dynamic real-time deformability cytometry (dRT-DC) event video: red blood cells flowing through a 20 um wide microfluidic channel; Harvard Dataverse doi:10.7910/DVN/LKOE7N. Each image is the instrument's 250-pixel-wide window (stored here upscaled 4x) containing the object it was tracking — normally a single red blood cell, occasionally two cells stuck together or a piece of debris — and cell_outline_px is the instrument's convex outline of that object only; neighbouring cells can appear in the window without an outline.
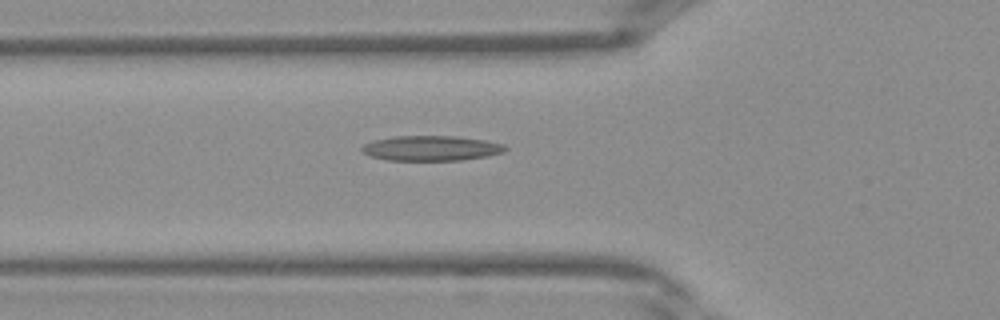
{"species": "Egyptian fruit bat (a non-hibernating species)", "species_latin": "Rousettus aegyptiacus", "temperature_condition": "warm", "stored_images_in_passage": 29, "camera_frame_rate_fps": 3000, "um_per_image_px": 0.085, "frame": {"image": 1, "passage_image": 5, "time_ms": 1.333, "image_size_px": [1000, 320], "cell_outline_px": [[508, 148], [504, 152], [488, 156], [460, 160], [388, 160], [368, 156], [360, 148], [364, 144], [372, 140], [392, 136], [456, 136], [484, 140], [504, 144]], "centroid_in_image_um": [36.64, 12.59], "position_along_channel_um": 89.2, "area_um2": 21.04}}
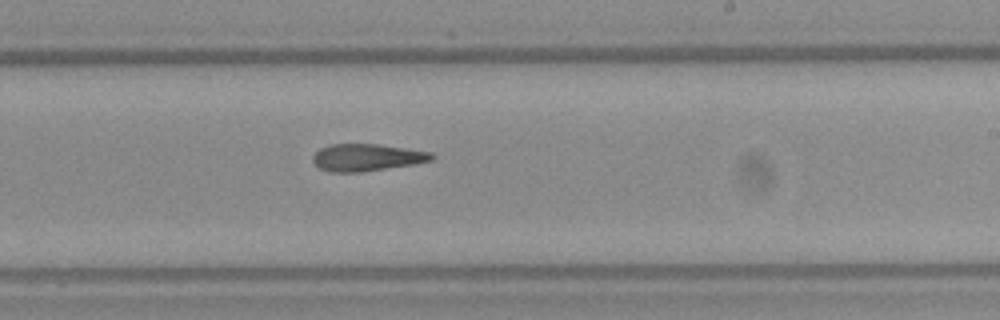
{"frame": {"image": 2, "passage_image": 15, "time_ms": 4.667, "image_size_px": [1000, 320], "cell_outline_px": [[436, 156], [432, 160], [416, 164], [360, 172], [332, 172], [320, 168], [312, 160], [312, 156], [320, 148], [332, 144], [380, 144], [432, 152]], "centroid_in_image_um": [31.22, 13.38], "position_along_channel_um": 257.8, "area_um2": 18.84}}
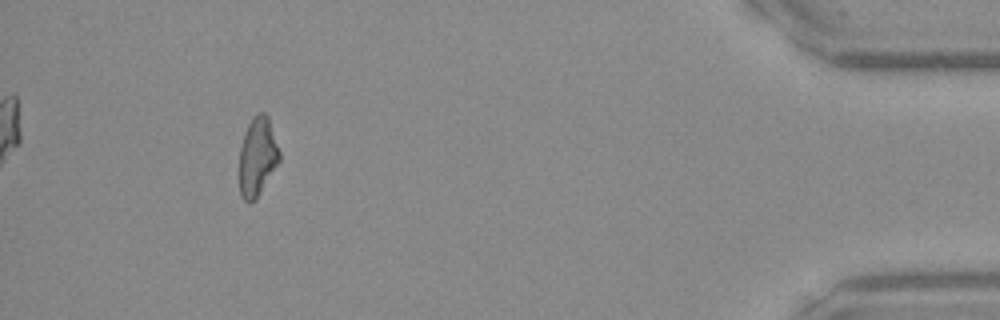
{"frame": {"image": 3, "passage_image": 28, "time_ms": 9.0, "image_size_px": [1000, 320], "cell_outline_px": [[280, 160], [256, 200], [248, 204], [240, 196], [240, 144], [244, 132], [248, 124], [256, 112], [264, 112], [268, 116], [280, 152]], "centroid_in_image_um": [21.87, 13.32], "position_along_channel_um": 413.3, "area_um2": 18.55}}